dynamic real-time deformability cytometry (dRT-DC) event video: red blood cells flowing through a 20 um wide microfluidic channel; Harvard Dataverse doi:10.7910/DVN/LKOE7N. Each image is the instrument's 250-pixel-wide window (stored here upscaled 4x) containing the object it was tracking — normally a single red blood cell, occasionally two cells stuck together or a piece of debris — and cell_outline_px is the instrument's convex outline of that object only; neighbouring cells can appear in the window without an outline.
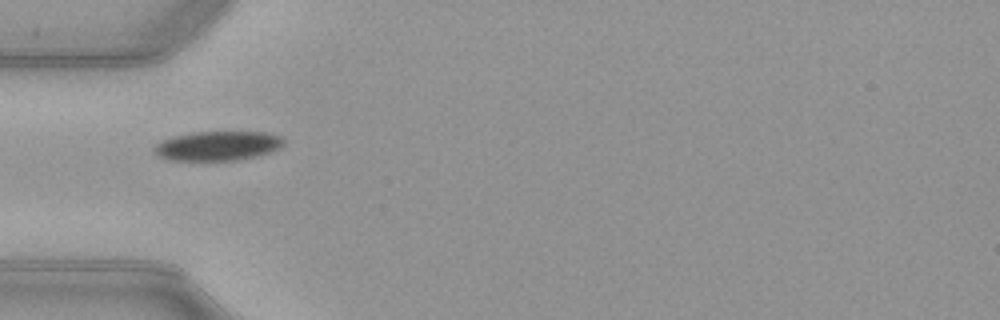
{"species": "common noctule bat (a hibernating species)", "species_latin": "Nyctalus noctula", "temperature_condition": "warm", "stored_images_in_passage": 32, "camera_frame_rate_fps": 3000, "um_per_image_px": 0.085, "animal": {"sex": "female", "body_mass_g": 21.9}, "frame": {"image": 1, "passage_image": 1, "time_ms": 0.0, "image_size_px": [1000, 320], "cell_outline_px": [[284, 144], [280, 148], [272, 152], [240, 160], [168, 160], [160, 156], [152, 148], [160, 140], [172, 136], [192, 132], [268, 132], [280, 136], [284, 140]], "centroid_in_image_um": [18.52, 12.39], "position_along_channel_um": 66.5, "area_um2": 22.37}}
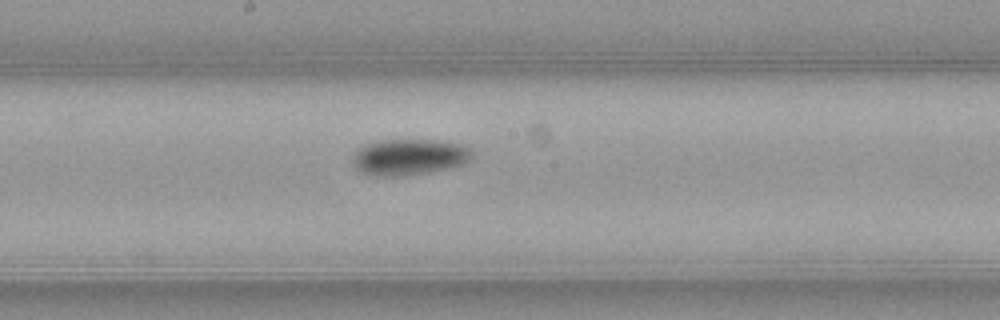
{"frame": {"image": 2, "passage_image": 12, "time_ms": 3.667, "image_size_px": [1000, 320], "cell_outline_px": [[472, 156], [468, 160], [460, 164], [444, 168], [396, 176], [372, 176], [360, 172], [356, 168], [356, 148], [380, 140], [440, 140], [460, 144], [468, 148], [472, 152]], "centroid_in_image_um": [34.75, 13.32], "position_along_channel_um": 213.4, "area_um2": 24.33}}
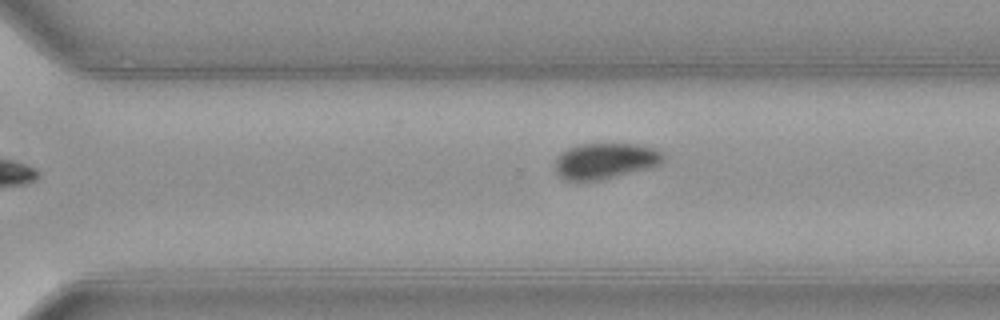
{"frame": {"image": 3, "passage_image": 20, "time_ms": 6.333, "image_size_px": [1000, 320], "cell_outline_px": [[664, 160], [660, 164], [652, 168], [604, 180], [580, 184], [564, 180], [556, 176], [556, 156], [560, 152], [568, 148], [580, 144], [636, 144], [656, 148], [664, 156]], "centroid_in_image_um": [51.4, 13.73], "position_along_channel_um": 319.2, "area_um2": 23.58}, "authors_computed_cell_mechanics": {"area_um2": 24.7095, "velocity_mm_per_s": 3.9828, "shape_relaxation_time_tau1_ms": 4.2494, "shape_relaxation_time_tau2_ms": null, "deformation_change_tau1": 0.1102, "deformation_change_tau2": null}}